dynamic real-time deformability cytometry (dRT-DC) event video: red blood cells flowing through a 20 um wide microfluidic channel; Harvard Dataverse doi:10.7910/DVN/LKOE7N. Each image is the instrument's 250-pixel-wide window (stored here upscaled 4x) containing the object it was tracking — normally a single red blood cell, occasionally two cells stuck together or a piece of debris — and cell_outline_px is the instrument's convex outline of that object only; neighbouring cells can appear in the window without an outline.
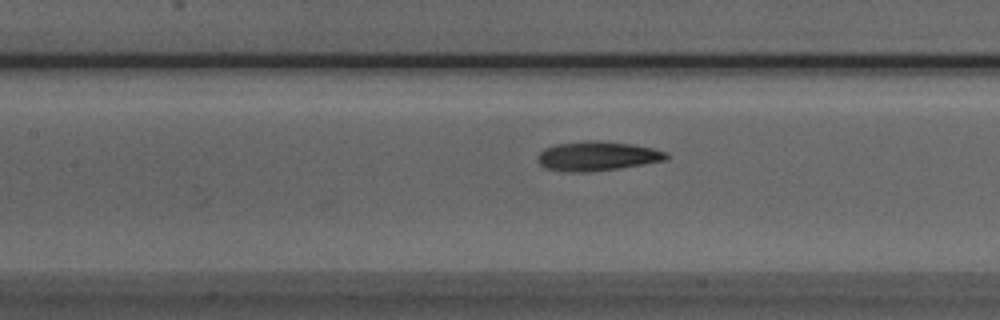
{"species": "Egyptian fruit bat (a non-hibernating species)", "species_latin": "Rousettus aegyptiacus", "temperature_condition": "room temperature", "stored_images_in_passage": 33, "camera_frame_rate_fps": 3000, "um_per_image_px": 0.085, "animal": {"sex": "male"}, "frame": {"image": 1, "passage_image": 8, "time_ms": 2.333, "image_size_px": [1000, 320], "cell_outline_px": [[668, 160], [620, 168], [584, 172], [564, 172], [544, 168], [536, 160], [536, 156], [544, 148], [556, 144], [584, 140], [600, 140], [632, 144], [652, 148], [668, 152]], "centroid_in_image_um": [50.74, 13.26], "position_along_channel_um": 156.7, "area_um2": 22.37}}
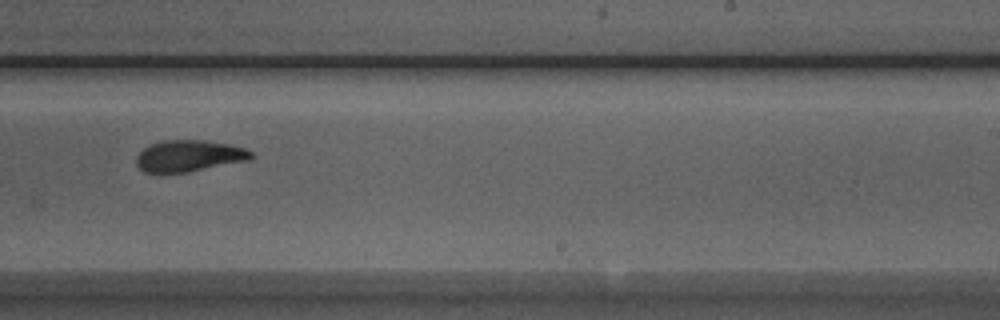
{"frame": {"image": 2, "passage_image": 17, "time_ms": 5.333, "image_size_px": [1000, 320], "cell_outline_px": [[256, 156], [252, 160], [188, 172], [144, 172], [136, 164], [136, 156], [144, 148], [152, 144], [164, 140], [204, 140], [228, 144], [244, 148], [252, 152]], "centroid_in_image_um": [16.12, 13.25], "position_along_channel_um": 272.9, "area_um2": 21.1}}
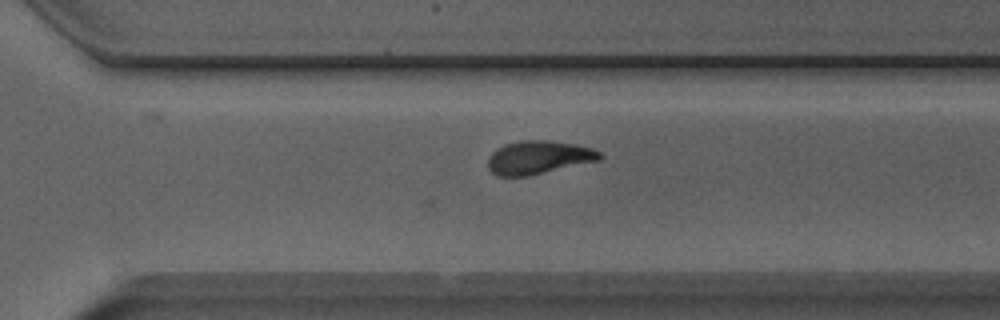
{"frame": {"image": 3, "passage_image": 21, "time_ms": 6.667, "image_size_px": [1000, 320], "cell_outline_px": [[604, 156], [600, 160], [528, 176], [496, 176], [488, 168], [488, 156], [492, 152], [504, 144], [520, 140], [548, 140], [576, 144], [592, 148], [600, 152]], "centroid_in_image_um": [45.78, 13.37], "position_along_channel_um": 324.8, "area_um2": 21.85}, "authors_computed_cell_mechanics": {"area_um2": 21.7906, "velocity_mm_per_s": 3.8938, "shape_relaxation_time_tau1_ms": 6.781, "shape_relaxation_time_tau2_ms": 2.5003, "deformation_change_tau1": 0.1959, "deformation_change_tau2": 0.0838}}